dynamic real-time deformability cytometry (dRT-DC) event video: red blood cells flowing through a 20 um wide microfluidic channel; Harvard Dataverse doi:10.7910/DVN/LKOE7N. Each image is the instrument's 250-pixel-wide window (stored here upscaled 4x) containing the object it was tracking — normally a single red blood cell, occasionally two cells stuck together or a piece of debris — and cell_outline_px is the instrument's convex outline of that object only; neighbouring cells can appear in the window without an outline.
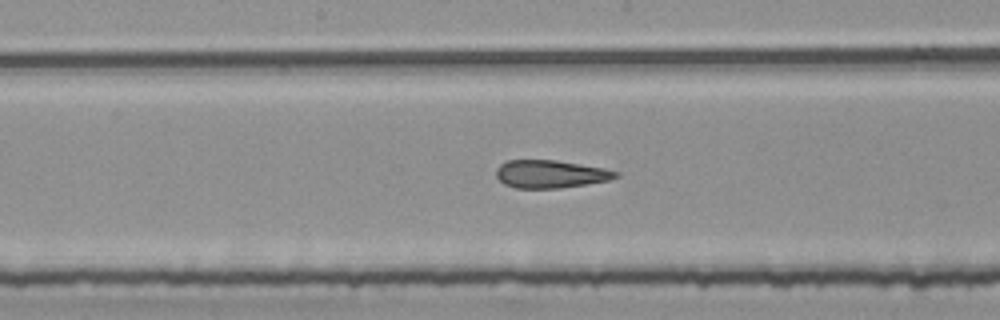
{"species": "common noctule bat (a hibernating species)", "species_latin": "Nyctalus noctula", "temperature_condition": "room temperature", "stored_images_in_passage": 55, "segment_of_instrument_passage": [2, 2], "camera_frame_rate_fps": 3000, "um_per_image_px": 0.085, "animal": {"sex": "female", "body_mass_g": 25.1}, "frame": {"image": 1, "passage_image": 28, "time_ms": 9.0, "image_size_px": [1000, 320], "cell_outline_px": [[620, 176], [608, 180], [560, 188], [516, 188], [504, 184], [496, 176], [496, 168], [500, 164], [508, 160], [556, 160], [604, 168], [620, 172]], "centroid_in_image_um": [46.78, 14.79], "position_along_channel_um": 201.4, "area_um2": 19.36}}
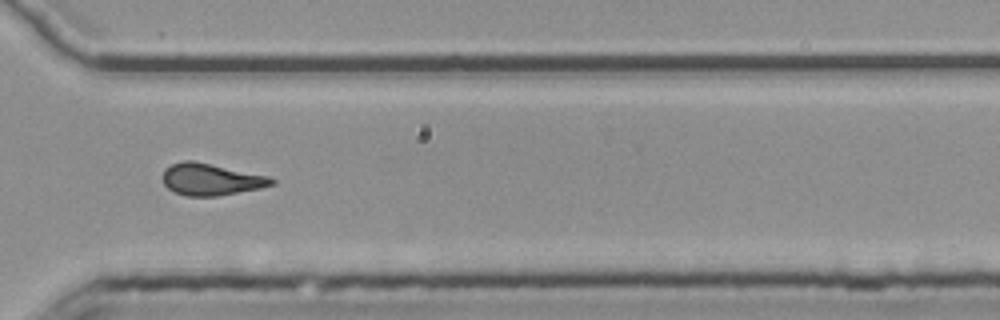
{"frame": {"image": 2, "passage_image": 40, "time_ms": 13.0, "image_size_px": [1000, 320], "cell_outline_px": [[276, 184], [260, 188], [216, 196], [188, 196], [176, 192], [168, 188], [164, 184], [164, 172], [172, 164], [184, 160], [192, 160], [268, 176], [276, 180]], "centroid_in_image_um": [17.97, 15.25], "position_along_channel_um": 352.6, "area_um2": 19.83}}
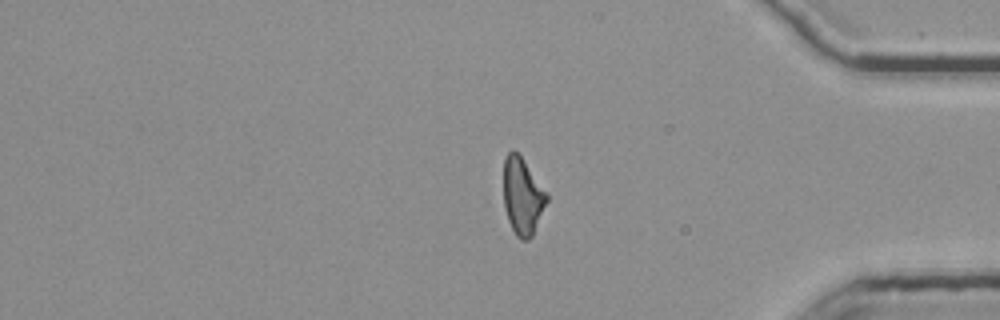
{"frame": {"image": 3, "passage_image": 45, "time_ms": 14.667, "image_size_px": [1000, 320], "cell_outline_px": [[548, 200], [532, 236], [528, 240], [520, 240], [516, 236], [508, 220], [504, 208], [504, 160], [508, 152], [512, 148], [520, 156], [548, 192]], "centroid_in_image_um": [44.42, 16.69], "position_along_channel_um": 390.8, "area_um2": 19.36}}